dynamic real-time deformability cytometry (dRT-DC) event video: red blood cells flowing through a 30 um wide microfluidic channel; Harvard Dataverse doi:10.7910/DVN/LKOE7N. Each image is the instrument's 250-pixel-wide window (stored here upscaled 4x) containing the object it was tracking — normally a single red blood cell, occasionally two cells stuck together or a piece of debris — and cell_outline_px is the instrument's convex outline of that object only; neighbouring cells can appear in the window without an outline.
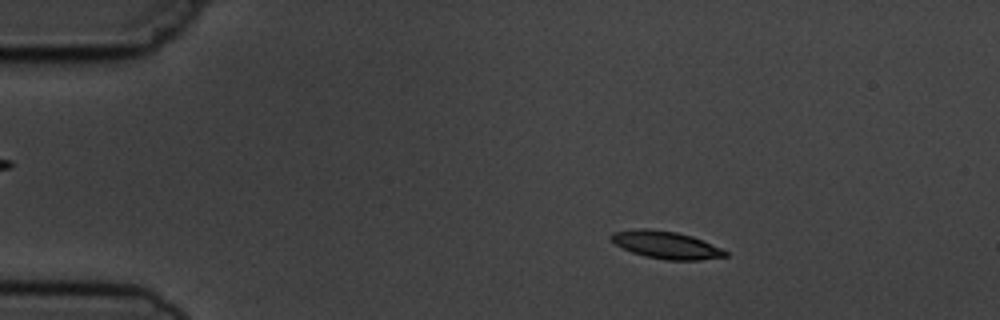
{"species": "common noctule bat (a hibernating species)", "species_latin": "Nyctalus noctula", "temperature_condition": "cold", "stored_images_in_passage": 4, "camera_frame_rate_fps": 3000, "um_per_image_px": 0.085, "animal": {"sex": "male", "body_mass_g": 19.5, "forearm_length_mm": 54.6}, "frame": {"image": 1, "passage_image": 2, "time_ms": 1.333, "image_size_px": [1000, 320], "cell_outline_px": [[728, 256], [700, 260], [668, 260], [644, 256], [632, 252], [616, 244], [608, 236], [612, 232], [640, 228], [644, 228], [676, 232], [692, 236], [720, 248], [728, 252]], "centroid_in_image_um": [56.6, 20.82], "position_along_channel_um": 28.4, "area_um2": 18.09}}
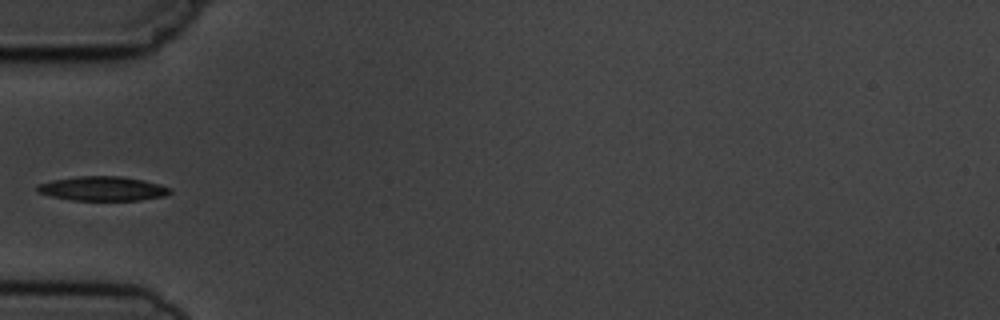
{"frame": {"image": 2, "passage_image": 4, "time_ms": 4.333, "image_size_px": [1000, 320], "cell_outline_px": [[172, 192], [164, 196], [140, 200], [72, 200], [52, 196], [40, 192], [36, 188], [36, 184], [52, 180], [76, 176], [124, 176], [144, 180], [160, 184], [172, 188]], "centroid_in_image_um": [8.76, 16.02], "position_along_channel_um": 76.2, "area_um2": 18.9}}